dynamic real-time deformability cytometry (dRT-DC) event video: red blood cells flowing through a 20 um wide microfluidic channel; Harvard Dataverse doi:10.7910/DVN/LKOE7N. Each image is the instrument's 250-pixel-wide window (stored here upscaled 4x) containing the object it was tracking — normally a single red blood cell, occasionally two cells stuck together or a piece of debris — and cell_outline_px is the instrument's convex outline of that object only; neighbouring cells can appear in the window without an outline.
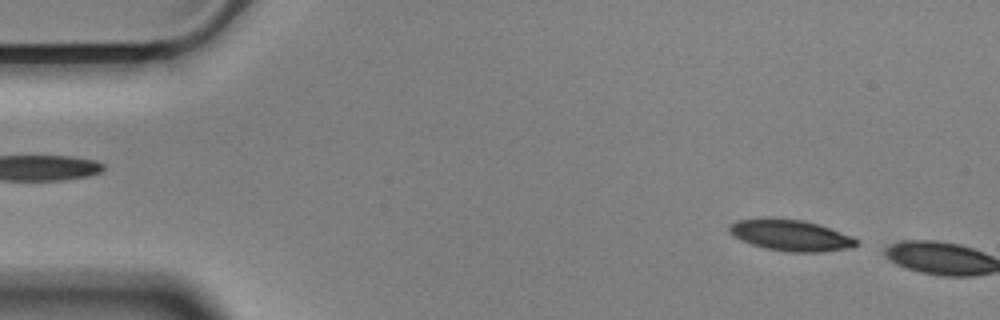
{"species": "Egyptian fruit bat (a non-hibernating species)", "species_latin": "Rousettus aegyptiacus", "temperature_condition": "cold", "stored_images_in_passage": 3, "camera_frame_rate_fps": 3000, "um_per_image_px": 0.085, "animal": {"sex": "male"}, "frame": {"image": 1, "passage_image": 2, "time_ms": 0.333, "image_size_px": [1000, 320], "cell_outline_px": [[860, 244], [852, 248], [820, 252], [792, 252], [768, 248], [752, 244], [728, 232], [728, 224], [736, 220], [760, 216], [772, 216], [804, 220], [820, 224], [852, 236], [860, 240]], "centroid_in_image_um": [67.22, 19.95], "position_along_channel_um": 17.8, "area_um2": 23.7}}